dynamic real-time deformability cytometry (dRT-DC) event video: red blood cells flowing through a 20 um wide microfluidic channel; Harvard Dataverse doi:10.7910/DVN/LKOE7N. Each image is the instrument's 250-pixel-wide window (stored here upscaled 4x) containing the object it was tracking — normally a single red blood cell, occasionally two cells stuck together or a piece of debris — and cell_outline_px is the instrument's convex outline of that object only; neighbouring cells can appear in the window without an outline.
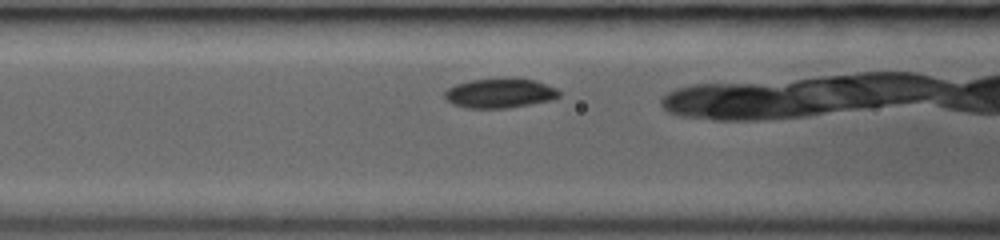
{"species": "common noctule bat (a hibernating species)", "species_latin": "Nyctalus noctula", "temperature_condition": "room temperature", "stored_images_in_passage": 15, "camera_frame_rate_fps": 3000, "um_per_image_px": 0.085, "animal": {"sex": "female", "body_mass_g": 19.0, "forearm_length_mm": 53.3}, "frame": {"image": 1, "passage_image": 5, "time_ms": 1.333, "image_size_px": [1000, 240], "cell_outline_px": [[560, 96], [552, 100], [508, 108], [468, 108], [452, 104], [444, 100], [444, 92], [448, 88], [456, 84], [472, 80], [536, 80], [556, 88], [560, 92]], "centroid_in_image_um": [42.46, 7.96], "position_along_channel_um": 124.1, "area_um2": 19.31}}
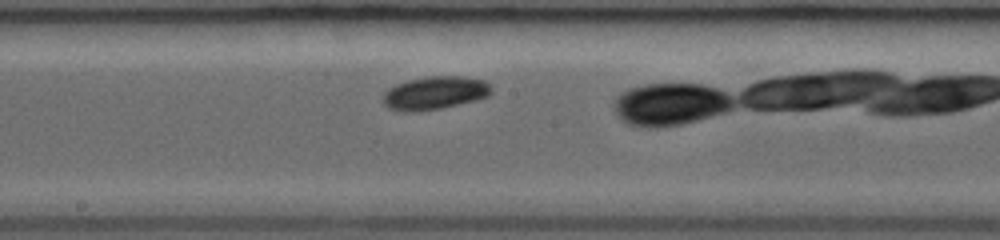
{"frame": {"image": 2, "passage_image": 11, "time_ms": 3.333, "image_size_px": [1000, 240], "cell_outline_px": [[492, 92], [488, 96], [440, 108], [416, 112], [404, 112], [388, 108], [384, 104], [384, 92], [388, 88], [396, 84], [408, 80], [432, 76], [460, 76], [484, 80], [492, 88]], "centroid_in_image_um": [36.92, 7.9], "position_along_channel_um": 211.3, "area_um2": 20.69}}